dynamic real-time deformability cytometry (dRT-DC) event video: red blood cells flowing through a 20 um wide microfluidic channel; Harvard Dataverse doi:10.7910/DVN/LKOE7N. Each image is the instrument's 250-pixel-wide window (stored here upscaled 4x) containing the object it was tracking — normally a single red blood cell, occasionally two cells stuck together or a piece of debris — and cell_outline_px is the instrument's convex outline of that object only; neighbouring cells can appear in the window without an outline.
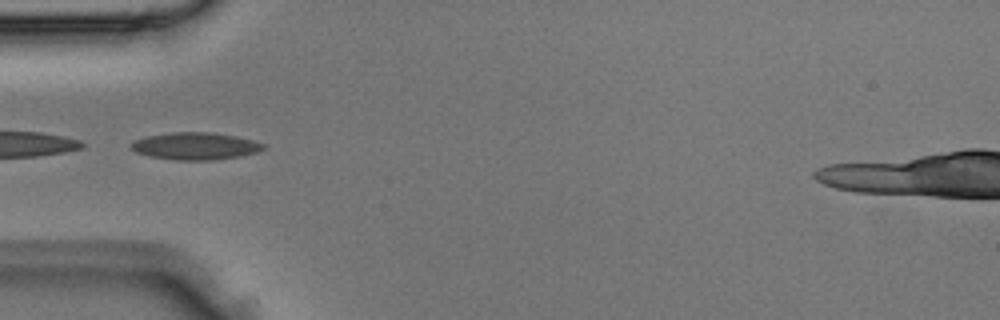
{"species": "Egyptian fruit bat (a non-hibernating species)", "species_latin": "Rousettus aegyptiacus", "temperature_condition": "room temperature", "stored_images_in_passage": 4, "camera_frame_rate_fps": 3000, "um_per_image_px": 0.085, "animal": {"sex": "male"}, "frame": {"image": 1, "passage_image": 4, "time_ms": 1.0, "image_size_px": [1000, 320], "cell_outline_px": [[268, 148], [256, 152], [240, 156], [212, 160], [176, 160], [148, 156], [136, 152], [128, 144], [144, 136], [172, 132], [212, 132], [236, 136], [268, 144]], "centroid_in_image_um": [16.63, 12.41], "position_along_channel_um": 68.4, "area_um2": 21.21}}